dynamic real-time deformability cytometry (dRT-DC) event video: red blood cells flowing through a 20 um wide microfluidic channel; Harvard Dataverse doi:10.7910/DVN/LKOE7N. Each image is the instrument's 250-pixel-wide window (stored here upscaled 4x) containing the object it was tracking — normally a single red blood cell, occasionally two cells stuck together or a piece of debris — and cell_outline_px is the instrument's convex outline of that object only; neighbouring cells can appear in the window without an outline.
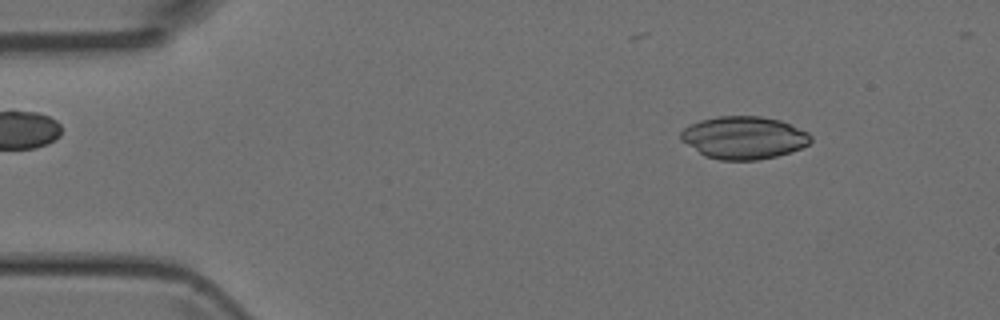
{"species": "Egyptian fruit bat (a non-hibernating species)", "species_latin": "Rousettus aegyptiacus", "temperature_condition": "room temperature", "stored_images_in_passage": 5, "camera_frame_rate_fps": 3000, "um_per_image_px": 0.085, "animal": {"sex": "female"}, "frame": {"image": 1, "passage_image": 2, "time_ms": 2.0, "image_size_px": [1000, 320], "cell_outline_px": [[812, 140], [808, 144], [792, 152], [776, 156], [756, 160], [720, 160], [704, 156], [680, 140], [680, 132], [684, 128], [700, 120], [720, 116], [760, 116], [780, 120], [808, 132], [812, 136]], "centroid_in_image_um": [63.22, 11.7], "position_along_channel_um": 21.8, "area_um2": 32.31}}